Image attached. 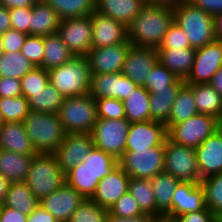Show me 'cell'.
<instances>
[{
  "label": "cell",
  "mask_w": 222,
  "mask_h": 222,
  "mask_svg": "<svg viewBox=\"0 0 222 222\" xmlns=\"http://www.w3.org/2000/svg\"><path fill=\"white\" fill-rule=\"evenodd\" d=\"M174 22V8L145 4L127 26V40L133 46L158 49Z\"/></svg>",
  "instance_id": "1"
},
{
  "label": "cell",
  "mask_w": 222,
  "mask_h": 222,
  "mask_svg": "<svg viewBox=\"0 0 222 222\" xmlns=\"http://www.w3.org/2000/svg\"><path fill=\"white\" fill-rule=\"evenodd\" d=\"M118 165V159L94 146L82 162L65 174L66 183L85 199H91L99 181Z\"/></svg>",
  "instance_id": "2"
},
{
  "label": "cell",
  "mask_w": 222,
  "mask_h": 222,
  "mask_svg": "<svg viewBox=\"0 0 222 222\" xmlns=\"http://www.w3.org/2000/svg\"><path fill=\"white\" fill-rule=\"evenodd\" d=\"M22 123L37 153H54L67 134L58 114L30 110Z\"/></svg>",
  "instance_id": "3"
},
{
  "label": "cell",
  "mask_w": 222,
  "mask_h": 222,
  "mask_svg": "<svg viewBox=\"0 0 222 222\" xmlns=\"http://www.w3.org/2000/svg\"><path fill=\"white\" fill-rule=\"evenodd\" d=\"M91 76L87 56H74L65 64L48 71L49 83L64 98L88 94L91 86Z\"/></svg>",
  "instance_id": "4"
},
{
  "label": "cell",
  "mask_w": 222,
  "mask_h": 222,
  "mask_svg": "<svg viewBox=\"0 0 222 222\" xmlns=\"http://www.w3.org/2000/svg\"><path fill=\"white\" fill-rule=\"evenodd\" d=\"M24 182L40 201L43 197L60 188L66 179L54 153H37L31 161Z\"/></svg>",
  "instance_id": "5"
},
{
  "label": "cell",
  "mask_w": 222,
  "mask_h": 222,
  "mask_svg": "<svg viewBox=\"0 0 222 222\" xmlns=\"http://www.w3.org/2000/svg\"><path fill=\"white\" fill-rule=\"evenodd\" d=\"M174 22L183 30L191 48H201L215 41L214 16L190 2L174 8Z\"/></svg>",
  "instance_id": "6"
},
{
  "label": "cell",
  "mask_w": 222,
  "mask_h": 222,
  "mask_svg": "<svg viewBox=\"0 0 222 222\" xmlns=\"http://www.w3.org/2000/svg\"><path fill=\"white\" fill-rule=\"evenodd\" d=\"M57 114L67 134L91 133L98 120L96 101L89 93L65 98Z\"/></svg>",
  "instance_id": "7"
},
{
  "label": "cell",
  "mask_w": 222,
  "mask_h": 222,
  "mask_svg": "<svg viewBox=\"0 0 222 222\" xmlns=\"http://www.w3.org/2000/svg\"><path fill=\"white\" fill-rule=\"evenodd\" d=\"M219 129V119L197 114L174 124L167 130V139L177 145L197 148L206 138Z\"/></svg>",
  "instance_id": "8"
},
{
  "label": "cell",
  "mask_w": 222,
  "mask_h": 222,
  "mask_svg": "<svg viewBox=\"0 0 222 222\" xmlns=\"http://www.w3.org/2000/svg\"><path fill=\"white\" fill-rule=\"evenodd\" d=\"M119 165L131 178H153L164 172V146L125 149Z\"/></svg>",
  "instance_id": "9"
},
{
  "label": "cell",
  "mask_w": 222,
  "mask_h": 222,
  "mask_svg": "<svg viewBox=\"0 0 222 222\" xmlns=\"http://www.w3.org/2000/svg\"><path fill=\"white\" fill-rule=\"evenodd\" d=\"M164 172L173 175L179 181L200 183L196 148L177 145L166 139Z\"/></svg>",
  "instance_id": "10"
},
{
  "label": "cell",
  "mask_w": 222,
  "mask_h": 222,
  "mask_svg": "<svg viewBox=\"0 0 222 222\" xmlns=\"http://www.w3.org/2000/svg\"><path fill=\"white\" fill-rule=\"evenodd\" d=\"M130 122L124 119H99L91 132L96 148L120 159L126 147Z\"/></svg>",
  "instance_id": "11"
},
{
  "label": "cell",
  "mask_w": 222,
  "mask_h": 222,
  "mask_svg": "<svg viewBox=\"0 0 222 222\" xmlns=\"http://www.w3.org/2000/svg\"><path fill=\"white\" fill-rule=\"evenodd\" d=\"M57 34L74 56H86L92 49L91 15L62 19Z\"/></svg>",
  "instance_id": "12"
},
{
  "label": "cell",
  "mask_w": 222,
  "mask_h": 222,
  "mask_svg": "<svg viewBox=\"0 0 222 222\" xmlns=\"http://www.w3.org/2000/svg\"><path fill=\"white\" fill-rule=\"evenodd\" d=\"M221 66L222 41L215 40L204 47L196 49L194 63L184 81L188 85L210 83L213 75Z\"/></svg>",
  "instance_id": "13"
},
{
  "label": "cell",
  "mask_w": 222,
  "mask_h": 222,
  "mask_svg": "<svg viewBox=\"0 0 222 222\" xmlns=\"http://www.w3.org/2000/svg\"><path fill=\"white\" fill-rule=\"evenodd\" d=\"M94 146L91 133L66 134L65 139L54 152L60 169L66 174L82 162Z\"/></svg>",
  "instance_id": "14"
},
{
  "label": "cell",
  "mask_w": 222,
  "mask_h": 222,
  "mask_svg": "<svg viewBox=\"0 0 222 222\" xmlns=\"http://www.w3.org/2000/svg\"><path fill=\"white\" fill-rule=\"evenodd\" d=\"M84 200L85 198L76 189L65 182L56 191L43 197L39 204L58 222H68Z\"/></svg>",
  "instance_id": "15"
},
{
  "label": "cell",
  "mask_w": 222,
  "mask_h": 222,
  "mask_svg": "<svg viewBox=\"0 0 222 222\" xmlns=\"http://www.w3.org/2000/svg\"><path fill=\"white\" fill-rule=\"evenodd\" d=\"M137 86L121 72L92 74L89 94L94 99L116 98L123 101Z\"/></svg>",
  "instance_id": "16"
},
{
  "label": "cell",
  "mask_w": 222,
  "mask_h": 222,
  "mask_svg": "<svg viewBox=\"0 0 222 222\" xmlns=\"http://www.w3.org/2000/svg\"><path fill=\"white\" fill-rule=\"evenodd\" d=\"M158 61L156 48L131 45L121 73L138 86H143L151 69Z\"/></svg>",
  "instance_id": "17"
},
{
  "label": "cell",
  "mask_w": 222,
  "mask_h": 222,
  "mask_svg": "<svg viewBox=\"0 0 222 222\" xmlns=\"http://www.w3.org/2000/svg\"><path fill=\"white\" fill-rule=\"evenodd\" d=\"M131 44L125 43L92 48L86 55L90 64L91 74H109L121 72Z\"/></svg>",
  "instance_id": "18"
},
{
  "label": "cell",
  "mask_w": 222,
  "mask_h": 222,
  "mask_svg": "<svg viewBox=\"0 0 222 222\" xmlns=\"http://www.w3.org/2000/svg\"><path fill=\"white\" fill-rule=\"evenodd\" d=\"M167 139L166 125L157 121L130 123L125 149H148L165 146Z\"/></svg>",
  "instance_id": "19"
},
{
  "label": "cell",
  "mask_w": 222,
  "mask_h": 222,
  "mask_svg": "<svg viewBox=\"0 0 222 222\" xmlns=\"http://www.w3.org/2000/svg\"><path fill=\"white\" fill-rule=\"evenodd\" d=\"M207 208L205 192L200 183L180 181L175 188L171 202V212L167 217H177L189 213L199 212Z\"/></svg>",
  "instance_id": "20"
},
{
  "label": "cell",
  "mask_w": 222,
  "mask_h": 222,
  "mask_svg": "<svg viewBox=\"0 0 222 222\" xmlns=\"http://www.w3.org/2000/svg\"><path fill=\"white\" fill-rule=\"evenodd\" d=\"M130 176L118 165L110 174L103 177L91 200L100 207L109 210L128 192Z\"/></svg>",
  "instance_id": "21"
},
{
  "label": "cell",
  "mask_w": 222,
  "mask_h": 222,
  "mask_svg": "<svg viewBox=\"0 0 222 222\" xmlns=\"http://www.w3.org/2000/svg\"><path fill=\"white\" fill-rule=\"evenodd\" d=\"M92 48H101L127 41V27L119 21L105 16L97 11L91 14Z\"/></svg>",
  "instance_id": "22"
},
{
  "label": "cell",
  "mask_w": 222,
  "mask_h": 222,
  "mask_svg": "<svg viewBox=\"0 0 222 222\" xmlns=\"http://www.w3.org/2000/svg\"><path fill=\"white\" fill-rule=\"evenodd\" d=\"M200 179L222 173V132L218 129L196 148Z\"/></svg>",
  "instance_id": "23"
},
{
  "label": "cell",
  "mask_w": 222,
  "mask_h": 222,
  "mask_svg": "<svg viewBox=\"0 0 222 222\" xmlns=\"http://www.w3.org/2000/svg\"><path fill=\"white\" fill-rule=\"evenodd\" d=\"M0 149L24 155L37 154L22 122L3 123L0 127Z\"/></svg>",
  "instance_id": "24"
},
{
  "label": "cell",
  "mask_w": 222,
  "mask_h": 222,
  "mask_svg": "<svg viewBox=\"0 0 222 222\" xmlns=\"http://www.w3.org/2000/svg\"><path fill=\"white\" fill-rule=\"evenodd\" d=\"M144 5V0H95V11L127 27Z\"/></svg>",
  "instance_id": "25"
},
{
  "label": "cell",
  "mask_w": 222,
  "mask_h": 222,
  "mask_svg": "<svg viewBox=\"0 0 222 222\" xmlns=\"http://www.w3.org/2000/svg\"><path fill=\"white\" fill-rule=\"evenodd\" d=\"M158 61L178 78L185 80L194 63L195 48L157 49Z\"/></svg>",
  "instance_id": "26"
},
{
  "label": "cell",
  "mask_w": 222,
  "mask_h": 222,
  "mask_svg": "<svg viewBox=\"0 0 222 222\" xmlns=\"http://www.w3.org/2000/svg\"><path fill=\"white\" fill-rule=\"evenodd\" d=\"M33 157L0 149V174L10 183L24 182Z\"/></svg>",
  "instance_id": "27"
},
{
  "label": "cell",
  "mask_w": 222,
  "mask_h": 222,
  "mask_svg": "<svg viewBox=\"0 0 222 222\" xmlns=\"http://www.w3.org/2000/svg\"><path fill=\"white\" fill-rule=\"evenodd\" d=\"M185 83L183 79H178L169 89L157 90V94H150V115L152 121L168 123L173 102L176 99L180 87Z\"/></svg>",
  "instance_id": "28"
},
{
  "label": "cell",
  "mask_w": 222,
  "mask_h": 222,
  "mask_svg": "<svg viewBox=\"0 0 222 222\" xmlns=\"http://www.w3.org/2000/svg\"><path fill=\"white\" fill-rule=\"evenodd\" d=\"M61 19L46 2L34 3L31 16V35L48 36L57 33Z\"/></svg>",
  "instance_id": "29"
},
{
  "label": "cell",
  "mask_w": 222,
  "mask_h": 222,
  "mask_svg": "<svg viewBox=\"0 0 222 222\" xmlns=\"http://www.w3.org/2000/svg\"><path fill=\"white\" fill-rule=\"evenodd\" d=\"M197 111L217 119L222 118V96L209 84H192Z\"/></svg>",
  "instance_id": "30"
},
{
  "label": "cell",
  "mask_w": 222,
  "mask_h": 222,
  "mask_svg": "<svg viewBox=\"0 0 222 222\" xmlns=\"http://www.w3.org/2000/svg\"><path fill=\"white\" fill-rule=\"evenodd\" d=\"M2 205L29 215L38 205L39 200L28 188L25 182L10 183Z\"/></svg>",
  "instance_id": "31"
},
{
  "label": "cell",
  "mask_w": 222,
  "mask_h": 222,
  "mask_svg": "<svg viewBox=\"0 0 222 222\" xmlns=\"http://www.w3.org/2000/svg\"><path fill=\"white\" fill-rule=\"evenodd\" d=\"M149 180L155 195L157 210L167 216L171 212L172 196L180 181L165 172L159 173Z\"/></svg>",
  "instance_id": "32"
},
{
  "label": "cell",
  "mask_w": 222,
  "mask_h": 222,
  "mask_svg": "<svg viewBox=\"0 0 222 222\" xmlns=\"http://www.w3.org/2000/svg\"><path fill=\"white\" fill-rule=\"evenodd\" d=\"M198 114L192 88L184 83L173 102L166 129Z\"/></svg>",
  "instance_id": "33"
},
{
  "label": "cell",
  "mask_w": 222,
  "mask_h": 222,
  "mask_svg": "<svg viewBox=\"0 0 222 222\" xmlns=\"http://www.w3.org/2000/svg\"><path fill=\"white\" fill-rule=\"evenodd\" d=\"M149 99L150 93L142 86H137L130 96L123 100L125 118L130 123L151 120Z\"/></svg>",
  "instance_id": "34"
},
{
  "label": "cell",
  "mask_w": 222,
  "mask_h": 222,
  "mask_svg": "<svg viewBox=\"0 0 222 222\" xmlns=\"http://www.w3.org/2000/svg\"><path fill=\"white\" fill-rule=\"evenodd\" d=\"M44 48L41 67L47 71L65 64L74 57L57 33L44 36Z\"/></svg>",
  "instance_id": "35"
},
{
  "label": "cell",
  "mask_w": 222,
  "mask_h": 222,
  "mask_svg": "<svg viewBox=\"0 0 222 222\" xmlns=\"http://www.w3.org/2000/svg\"><path fill=\"white\" fill-rule=\"evenodd\" d=\"M128 191L137 201L144 214L163 216L156 207L155 195L149 179L130 178Z\"/></svg>",
  "instance_id": "36"
},
{
  "label": "cell",
  "mask_w": 222,
  "mask_h": 222,
  "mask_svg": "<svg viewBox=\"0 0 222 222\" xmlns=\"http://www.w3.org/2000/svg\"><path fill=\"white\" fill-rule=\"evenodd\" d=\"M30 110L57 114L64 102V96L52 85L33 93L28 99Z\"/></svg>",
  "instance_id": "37"
},
{
  "label": "cell",
  "mask_w": 222,
  "mask_h": 222,
  "mask_svg": "<svg viewBox=\"0 0 222 222\" xmlns=\"http://www.w3.org/2000/svg\"><path fill=\"white\" fill-rule=\"evenodd\" d=\"M59 18H78L91 15L95 11V0H47Z\"/></svg>",
  "instance_id": "38"
},
{
  "label": "cell",
  "mask_w": 222,
  "mask_h": 222,
  "mask_svg": "<svg viewBox=\"0 0 222 222\" xmlns=\"http://www.w3.org/2000/svg\"><path fill=\"white\" fill-rule=\"evenodd\" d=\"M34 65L19 52H3L0 56V77L22 79Z\"/></svg>",
  "instance_id": "39"
},
{
  "label": "cell",
  "mask_w": 222,
  "mask_h": 222,
  "mask_svg": "<svg viewBox=\"0 0 222 222\" xmlns=\"http://www.w3.org/2000/svg\"><path fill=\"white\" fill-rule=\"evenodd\" d=\"M200 185L205 192L207 208L216 216L222 212V173L203 178Z\"/></svg>",
  "instance_id": "40"
},
{
  "label": "cell",
  "mask_w": 222,
  "mask_h": 222,
  "mask_svg": "<svg viewBox=\"0 0 222 222\" xmlns=\"http://www.w3.org/2000/svg\"><path fill=\"white\" fill-rule=\"evenodd\" d=\"M29 111V102L23 95L0 98V112L4 122H23Z\"/></svg>",
  "instance_id": "41"
},
{
  "label": "cell",
  "mask_w": 222,
  "mask_h": 222,
  "mask_svg": "<svg viewBox=\"0 0 222 222\" xmlns=\"http://www.w3.org/2000/svg\"><path fill=\"white\" fill-rule=\"evenodd\" d=\"M178 79L175 74L157 61L142 87L150 94H157V90L169 89V86Z\"/></svg>",
  "instance_id": "42"
},
{
  "label": "cell",
  "mask_w": 222,
  "mask_h": 222,
  "mask_svg": "<svg viewBox=\"0 0 222 222\" xmlns=\"http://www.w3.org/2000/svg\"><path fill=\"white\" fill-rule=\"evenodd\" d=\"M109 210L100 207L91 199H85L74 211L69 222H106Z\"/></svg>",
  "instance_id": "43"
},
{
  "label": "cell",
  "mask_w": 222,
  "mask_h": 222,
  "mask_svg": "<svg viewBox=\"0 0 222 222\" xmlns=\"http://www.w3.org/2000/svg\"><path fill=\"white\" fill-rule=\"evenodd\" d=\"M20 83L22 95L28 99L49 84L48 71L42 67H35L20 79Z\"/></svg>",
  "instance_id": "44"
},
{
  "label": "cell",
  "mask_w": 222,
  "mask_h": 222,
  "mask_svg": "<svg viewBox=\"0 0 222 222\" xmlns=\"http://www.w3.org/2000/svg\"><path fill=\"white\" fill-rule=\"evenodd\" d=\"M44 50L43 36L27 35L20 52L34 65V67H41Z\"/></svg>",
  "instance_id": "45"
},
{
  "label": "cell",
  "mask_w": 222,
  "mask_h": 222,
  "mask_svg": "<svg viewBox=\"0 0 222 222\" xmlns=\"http://www.w3.org/2000/svg\"><path fill=\"white\" fill-rule=\"evenodd\" d=\"M99 119H124V103L116 98L95 99Z\"/></svg>",
  "instance_id": "46"
},
{
  "label": "cell",
  "mask_w": 222,
  "mask_h": 222,
  "mask_svg": "<svg viewBox=\"0 0 222 222\" xmlns=\"http://www.w3.org/2000/svg\"><path fill=\"white\" fill-rule=\"evenodd\" d=\"M109 213L113 216L123 218H132L144 214L129 191L116 201V203L109 209Z\"/></svg>",
  "instance_id": "47"
},
{
  "label": "cell",
  "mask_w": 222,
  "mask_h": 222,
  "mask_svg": "<svg viewBox=\"0 0 222 222\" xmlns=\"http://www.w3.org/2000/svg\"><path fill=\"white\" fill-rule=\"evenodd\" d=\"M191 48L190 42L183 30L175 23L166 32L158 49H183Z\"/></svg>",
  "instance_id": "48"
},
{
  "label": "cell",
  "mask_w": 222,
  "mask_h": 222,
  "mask_svg": "<svg viewBox=\"0 0 222 222\" xmlns=\"http://www.w3.org/2000/svg\"><path fill=\"white\" fill-rule=\"evenodd\" d=\"M11 29L17 30L26 35H31L32 7L11 8Z\"/></svg>",
  "instance_id": "49"
},
{
  "label": "cell",
  "mask_w": 222,
  "mask_h": 222,
  "mask_svg": "<svg viewBox=\"0 0 222 222\" xmlns=\"http://www.w3.org/2000/svg\"><path fill=\"white\" fill-rule=\"evenodd\" d=\"M27 35L14 29H9L2 34L4 52H19Z\"/></svg>",
  "instance_id": "50"
},
{
  "label": "cell",
  "mask_w": 222,
  "mask_h": 222,
  "mask_svg": "<svg viewBox=\"0 0 222 222\" xmlns=\"http://www.w3.org/2000/svg\"><path fill=\"white\" fill-rule=\"evenodd\" d=\"M21 95L20 79L0 77V98H11Z\"/></svg>",
  "instance_id": "51"
},
{
  "label": "cell",
  "mask_w": 222,
  "mask_h": 222,
  "mask_svg": "<svg viewBox=\"0 0 222 222\" xmlns=\"http://www.w3.org/2000/svg\"><path fill=\"white\" fill-rule=\"evenodd\" d=\"M177 222H216V216L204 208L199 212H189L176 218Z\"/></svg>",
  "instance_id": "52"
},
{
  "label": "cell",
  "mask_w": 222,
  "mask_h": 222,
  "mask_svg": "<svg viewBox=\"0 0 222 222\" xmlns=\"http://www.w3.org/2000/svg\"><path fill=\"white\" fill-rule=\"evenodd\" d=\"M188 2L212 16L222 13V0H189Z\"/></svg>",
  "instance_id": "53"
},
{
  "label": "cell",
  "mask_w": 222,
  "mask_h": 222,
  "mask_svg": "<svg viewBox=\"0 0 222 222\" xmlns=\"http://www.w3.org/2000/svg\"><path fill=\"white\" fill-rule=\"evenodd\" d=\"M27 218L28 215L0 204V222H27Z\"/></svg>",
  "instance_id": "54"
},
{
  "label": "cell",
  "mask_w": 222,
  "mask_h": 222,
  "mask_svg": "<svg viewBox=\"0 0 222 222\" xmlns=\"http://www.w3.org/2000/svg\"><path fill=\"white\" fill-rule=\"evenodd\" d=\"M27 222H58L55 217L46 211L40 204L32 211L27 218Z\"/></svg>",
  "instance_id": "55"
},
{
  "label": "cell",
  "mask_w": 222,
  "mask_h": 222,
  "mask_svg": "<svg viewBox=\"0 0 222 222\" xmlns=\"http://www.w3.org/2000/svg\"><path fill=\"white\" fill-rule=\"evenodd\" d=\"M153 216L148 214H143L141 216H136L132 218H123L118 216H113L112 214L108 213L106 222H151Z\"/></svg>",
  "instance_id": "56"
},
{
  "label": "cell",
  "mask_w": 222,
  "mask_h": 222,
  "mask_svg": "<svg viewBox=\"0 0 222 222\" xmlns=\"http://www.w3.org/2000/svg\"><path fill=\"white\" fill-rule=\"evenodd\" d=\"M11 29V17L9 9L0 6V34H4Z\"/></svg>",
  "instance_id": "57"
},
{
  "label": "cell",
  "mask_w": 222,
  "mask_h": 222,
  "mask_svg": "<svg viewBox=\"0 0 222 222\" xmlns=\"http://www.w3.org/2000/svg\"><path fill=\"white\" fill-rule=\"evenodd\" d=\"M33 0H0V6L11 8L32 7L34 5Z\"/></svg>",
  "instance_id": "58"
},
{
  "label": "cell",
  "mask_w": 222,
  "mask_h": 222,
  "mask_svg": "<svg viewBox=\"0 0 222 222\" xmlns=\"http://www.w3.org/2000/svg\"><path fill=\"white\" fill-rule=\"evenodd\" d=\"M144 1L145 4L176 8L179 5L187 3L189 0H144Z\"/></svg>",
  "instance_id": "59"
},
{
  "label": "cell",
  "mask_w": 222,
  "mask_h": 222,
  "mask_svg": "<svg viewBox=\"0 0 222 222\" xmlns=\"http://www.w3.org/2000/svg\"><path fill=\"white\" fill-rule=\"evenodd\" d=\"M209 84L222 96V66L213 75Z\"/></svg>",
  "instance_id": "60"
},
{
  "label": "cell",
  "mask_w": 222,
  "mask_h": 222,
  "mask_svg": "<svg viewBox=\"0 0 222 222\" xmlns=\"http://www.w3.org/2000/svg\"><path fill=\"white\" fill-rule=\"evenodd\" d=\"M215 39L222 41V13L214 16Z\"/></svg>",
  "instance_id": "61"
},
{
  "label": "cell",
  "mask_w": 222,
  "mask_h": 222,
  "mask_svg": "<svg viewBox=\"0 0 222 222\" xmlns=\"http://www.w3.org/2000/svg\"><path fill=\"white\" fill-rule=\"evenodd\" d=\"M10 182L0 174V204L5 200Z\"/></svg>",
  "instance_id": "62"
},
{
  "label": "cell",
  "mask_w": 222,
  "mask_h": 222,
  "mask_svg": "<svg viewBox=\"0 0 222 222\" xmlns=\"http://www.w3.org/2000/svg\"><path fill=\"white\" fill-rule=\"evenodd\" d=\"M151 222H177V220L163 215L159 217H153Z\"/></svg>",
  "instance_id": "63"
},
{
  "label": "cell",
  "mask_w": 222,
  "mask_h": 222,
  "mask_svg": "<svg viewBox=\"0 0 222 222\" xmlns=\"http://www.w3.org/2000/svg\"><path fill=\"white\" fill-rule=\"evenodd\" d=\"M4 52L2 34H0V56Z\"/></svg>",
  "instance_id": "64"
},
{
  "label": "cell",
  "mask_w": 222,
  "mask_h": 222,
  "mask_svg": "<svg viewBox=\"0 0 222 222\" xmlns=\"http://www.w3.org/2000/svg\"><path fill=\"white\" fill-rule=\"evenodd\" d=\"M216 222H222V212L216 215Z\"/></svg>",
  "instance_id": "65"
},
{
  "label": "cell",
  "mask_w": 222,
  "mask_h": 222,
  "mask_svg": "<svg viewBox=\"0 0 222 222\" xmlns=\"http://www.w3.org/2000/svg\"><path fill=\"white\" fill-rule=\"evenodd\" d=\"M4 121L2 119V115H1V112H0V127L3 125Z\"/></svg>",
  "instance_id": "66"
},
{
  "label": "cell",
  "mask_w": 222,
  "mask_h": 222,
  "mask_svg": "<svg viewBox=\"0 0 222 222\" xmlns=\"http://www.w3.org/2000/svg\"><path fill=\"white\" fill-rule=\"evenodd\" d=\"M219 129H220L221 132H222V118L219 120Z\"/></svg>",
  "instance_id": "67"
},
{
  "label": "cell",
  "mask_w": 222,
  "mask_h": 222,
  "mask_svg": "<svg viewBox=\"0 0 222 222\" xmlns=\"http://www.w3.org/2000/svg\"><path fill=\"white\" fill-rule=\"evenodd\" d=\"M35 3L46 2L47 0H33Z\"/></svg>",
  "instance_id": "68"
}]
</instances>
